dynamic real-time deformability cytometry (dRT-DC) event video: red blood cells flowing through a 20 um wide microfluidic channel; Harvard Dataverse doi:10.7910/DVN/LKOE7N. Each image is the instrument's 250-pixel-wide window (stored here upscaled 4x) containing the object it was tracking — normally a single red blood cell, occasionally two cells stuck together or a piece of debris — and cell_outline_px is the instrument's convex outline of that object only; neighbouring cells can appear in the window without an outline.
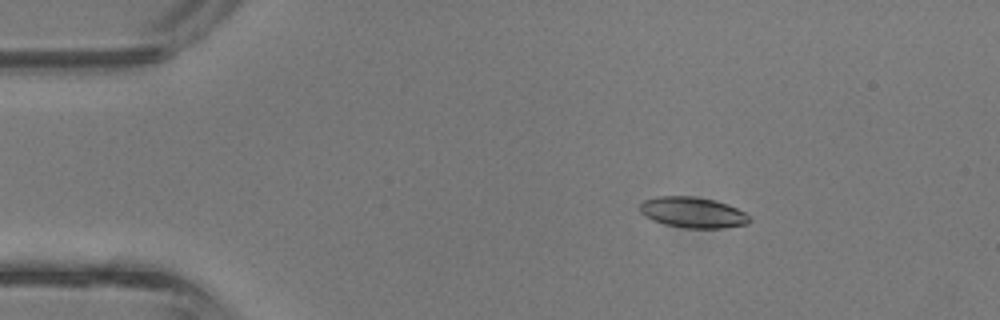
{"species": "common noctule bat (a hibernating species)", "species_latin": "Nyctalus noctula", "temperature_condition": "room temperature", "stored_images_in_passage": 3, "camera_frame_rate_fps": 3000, "um_per_image_px": 0.085, "animal": {"sex": "male", "body_mass_g": 13.3}, "frame": {"image": 1, "passage_image": 1, "time_ms": 0.0, "image_size_px": [1000, 320], "cell_outline_px": [[752, 220], [748, 224], [720, 228], [688, 228], [664, 224], [652, 220], [644, 216], [640, 212], [640, 204], [644, 200], [656, 196], [692, 196], [712, 200], [728, 204], [744, 212]], "centroid_in_image_um": [58.87, 18.06], "position_along_channel_um": 26.1, "area_um2": 19.59}}
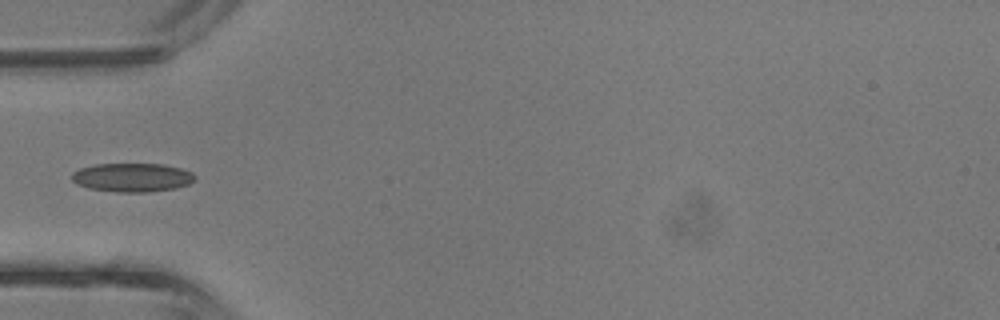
{"frame": {"image": 2, "passage_image": 3, "time_ms": 0.667, "image_size_px": [1000, 320], "cell_outline_px": [[196, 180], [188, 184], [176, 188], [148, 192], [116, 192], [88, 188], [76, 184], [72, 180], [72, 172], [80, 168], [96, 164], [164, 164], [180, 168], [192, 172], [196, 176]], "centroid_in_image_um": [11.25, 15.08], "position_along_channel_um": 73.8, "area_um2": 20.75}}